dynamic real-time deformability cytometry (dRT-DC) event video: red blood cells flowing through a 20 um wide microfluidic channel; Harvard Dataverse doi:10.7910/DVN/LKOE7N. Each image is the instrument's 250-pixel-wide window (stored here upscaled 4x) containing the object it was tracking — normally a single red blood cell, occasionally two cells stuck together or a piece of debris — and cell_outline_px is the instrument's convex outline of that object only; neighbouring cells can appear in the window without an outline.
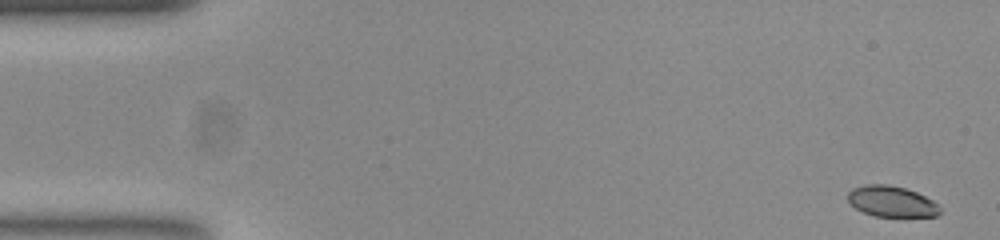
{"species": "common noctule bat (a hibernating species)", "species_latin": "Nyctalus noctula", "temperature_condition": "room temperature", "stored_images_in_passage": 52, "camera_frame_rate_fps": 3000, "um_per_image_px": 0.085, "animal": {"sex": "female", "body_mass_g": 23.0, "forearm_length_mm": 53.4}, "frame": {"image": 1, "passage_image": 1, "time_ms": 0.0, "image_size_px": [1000, 240], "cell_outline_px": [[940, 212], [936, 216], [872, 216], [856, 208], [848, 200], [848, 192], [852, 188], [864, 184], [888, 184], [904, 188], [916, 192], [940, 204]], "centroid_in_image_um": [75.78, 17.11], "position_along_channel_um": 9.2, "area_um2": 16.53}}
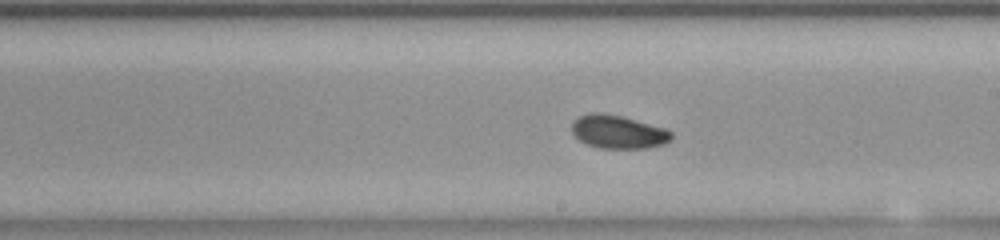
{"frame": {"image": 2, "passage_image": 29, "time_ms": 9.333, "image_size_px": [1000, 240], "cell_outline_px": [[672, 140], [664, 144], [648, 148], [600, 148], [588, 144], [580, 140], [572, 132], [572, 124], [580, 116], [588, 112], [604, 112], [624, 116], [664, 128], [672, 132]], "centroid_in_image_um": [52.57, 11.19], "position_along_channel_um": 236.4, "area_um2": 19.42}}
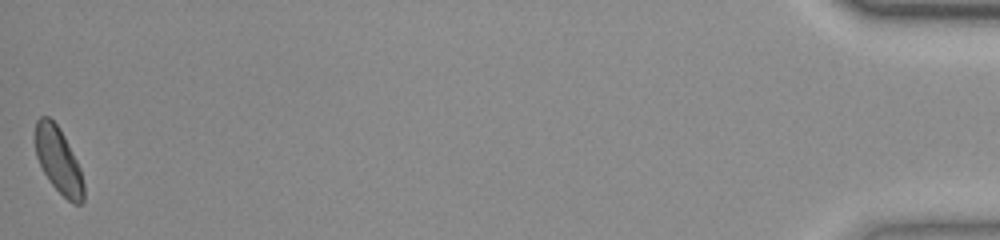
{"frame": {"image": 3, "passage_image": 52, "time_ms": 17.0, "image_size_px": [1000, 240], "cell_outline_px": [[84, 200], [80, 204], [72, 204], [52, 184], [44, 172], [36, 156], [36, 120], [40, 116], [48, 116], [60, 128], [80, 168], [84, 184]], "centroid_in_image_um": [4.98, 13.64], "position_along_channel_um": 430.2, "area_um2": 18.26}, "authors_computed_cell_mechanics": {"area_um2": 18.7272, "velocity_mm_per_s": 3.8599, "shape_relaxation_time_tau1_ms": 2.6101, "shape_relaxation_time_tau2_ms": null, "deformation_change_tau1": 0.0891, "deformation_change_tau2": null}}